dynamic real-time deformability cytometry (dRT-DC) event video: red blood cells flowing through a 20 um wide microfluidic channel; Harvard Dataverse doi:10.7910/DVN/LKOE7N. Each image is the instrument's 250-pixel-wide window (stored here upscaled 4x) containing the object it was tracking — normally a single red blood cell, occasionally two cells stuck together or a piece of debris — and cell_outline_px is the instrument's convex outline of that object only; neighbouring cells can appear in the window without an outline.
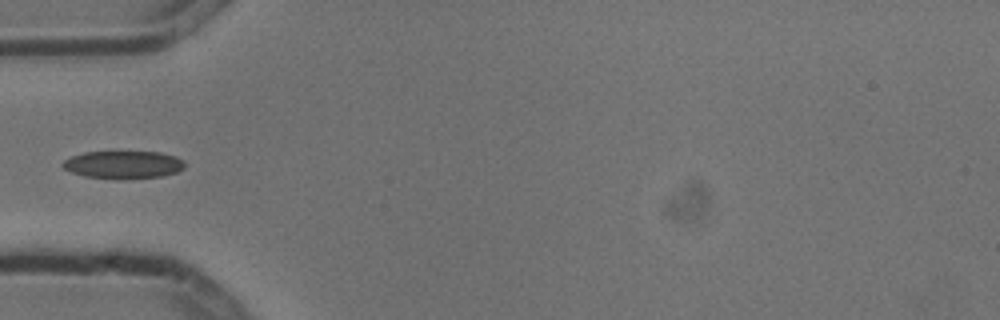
{"species": "common noctule bat (a hibernating species)", "species_latin": "Nyctalus noctula", "temperature_condition": "cold", "stored_images_in_passage": 7, "camera_frame_rate_fps": 3000, "um_per_image_px": 0.085, "animal": {"sex": "male", "body_mass_g": 13.3}, "frame": {"image": 1, "passage_image": 6, "time_ms": 1.667, "image_size_px": [1000, 320], "cell_outline_px": [[184, 168], [176, 172], [160, 176], [116, 180], [84, 176], [72, 172], [64, 168], [60, 164], [64, 160], [72, 156], [84, 152], [160, 152], [176, 156], [184, 160]], "centroid_in_image_um": [10.47, 14.0], "position_along_channel_um": 74.5, "area_um2": 19.83}}
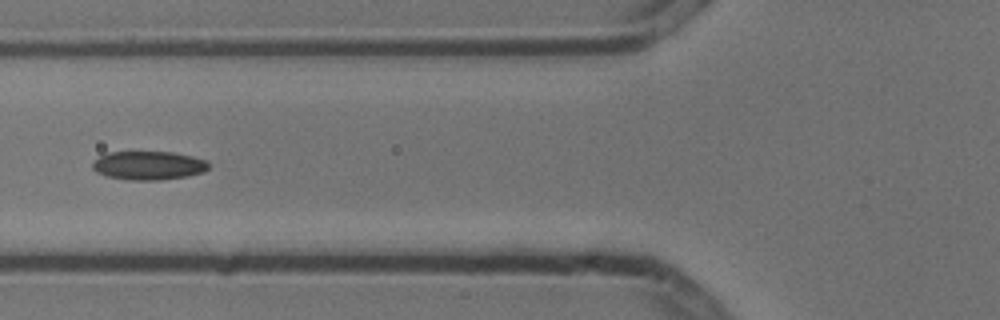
{"frame": {"image": 2, "passage_image": 7, "time_ms": 2.0, "image_size_px": [1000, 320], "cell_outline_px": [[208, 168], [204, 172], [188, 176], [160, 180], [128, 180], [108, 176], [96, 172], [92, 168], [92, 164], [100, 156], [108, 152], [172, 152], [192, 156], [208, 160]], "centroid_in_image_um": [12.65, 14.07], "position_along_channel_um": 113.2, "area_um2": 19.42}}